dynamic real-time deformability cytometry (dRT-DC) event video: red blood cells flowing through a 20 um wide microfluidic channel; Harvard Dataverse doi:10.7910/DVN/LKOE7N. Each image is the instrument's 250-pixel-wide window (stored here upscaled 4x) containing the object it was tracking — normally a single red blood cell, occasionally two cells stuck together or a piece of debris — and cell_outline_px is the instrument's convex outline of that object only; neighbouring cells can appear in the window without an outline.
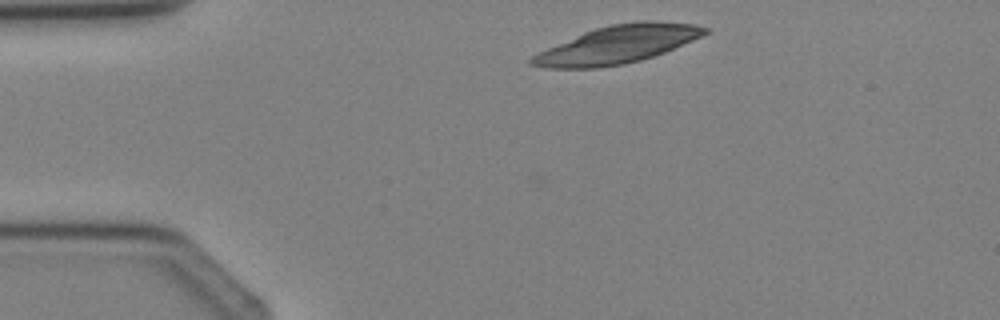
{"species": "Egyptian fruit bat (a non-hibernating species)", "species_latin": "Rousettus aegyptiacus", "temperature_condition": "cold", "stored_images_in_passage": 3, "camera_frame_rate_fps": 3000, "um_per_image_px": 0.085, "animal": {"sex": "female"}, "frame": {"image": 1, "passage_image": 1, "time_ms": 0.0, "image_size_px": [1000, 320], "cell_outline_px": [[708, 32], [692, 40], [664, 52], [640, 60], [624, 64], [596, 68], [548, 68], [528, 64], [528, 60], [532, 56], [548, 48], [584, 32], [608, 24], [636, 20], [656, 20], [696, 24], [708, 28]], "centroid_in_image_um": [52.5, 3.77], "position_along_channel_um": 32.5, "area_um2": 37.92}}